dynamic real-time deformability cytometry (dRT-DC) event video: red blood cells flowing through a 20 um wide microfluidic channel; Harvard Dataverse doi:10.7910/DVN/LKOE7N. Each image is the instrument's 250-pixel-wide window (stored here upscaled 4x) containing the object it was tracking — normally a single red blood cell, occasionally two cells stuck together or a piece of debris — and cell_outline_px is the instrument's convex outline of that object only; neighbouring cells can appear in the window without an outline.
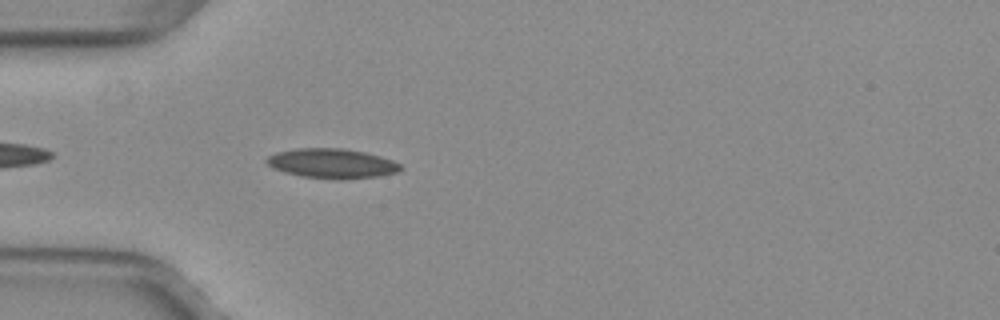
{"species": "common noctule bat (a hibernating species)", "species_latin": "Nyctalus noctula", "temperature_condition": "warm", "stored_images_in_passage": 37, "camera_frame_rate_fps": 3000, "um_per_image_px": 0.085, "animal": {"sex": "female", "body_mass_g": 29.2, "forearm_length_mm": 56.3}, "frame": {"image": 1, "passage_image": 3, "time_ms": 0.667, "image_size_px": [1000, 320], "cell_outline_px": [[400, 168], [396, 172], [380, 176], [344, 180], [336, 180], [300, 176], [284, 172], [272, 168], [264, 160], [268, 156], [276, 152], [296, 148], [340, 148], [364, 152], [380, 156], [392, 160], [400, 164]], "centroid_in_image_um": [28.17, 13.9], "position_along_channel_um": 56.8, "area_um2": 23.29}}
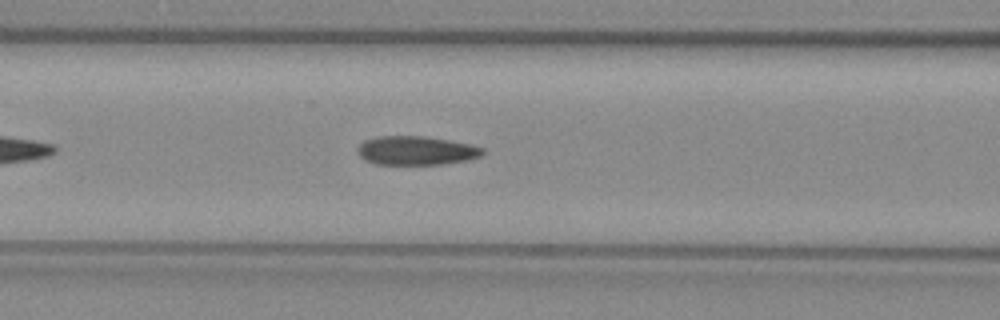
{"frame": {"image": 2, "passage_image": 9, "time_ms": 2.667, "image_size_px": [1000, 320], "cell_outline_px": [[484, 152], [480, 156], [468, 160], [440, 164], [376, 164], [364, 160], [360, 156], [356, 148], [364, 140], [380, 136], [424, 136], [472, 144], [484, 148]], "centroid_in_image_um": [35.37, 12.79], "position_along_channel_um": 131.2, "area_um2": 21.04}}
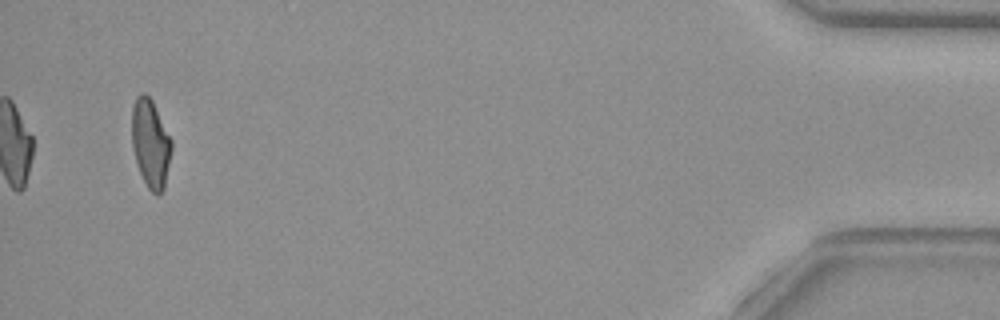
{"frame": {"image": 3, "passage_image": 37, "time_ms": 12.0, "image_size_px": [1000, 320], "cell_outline_px": [[172, 148], [164, 188], [160, 192], [152, 192], [148, 188], [140, 172], [132, 148], [132, 108], [136, 96], [140, 92], [144, 92], [152, 100], [172, 140]], "centroid_in_image_um": [12.79, 12.14], "position_along_channel_um": 422.4, "area_um2": 20.23}, "authors_computed_cell_mechanics": {"area_um2": 21.386, "velocity_mm_per_s": 4.0147, "shape_relaxation_time_tau1_ms": null, "shape_relaxation_time_tau2_ms": 2.1475, "deformation_change_tau1": null, "deformation_change_tau2": 0.0824}}